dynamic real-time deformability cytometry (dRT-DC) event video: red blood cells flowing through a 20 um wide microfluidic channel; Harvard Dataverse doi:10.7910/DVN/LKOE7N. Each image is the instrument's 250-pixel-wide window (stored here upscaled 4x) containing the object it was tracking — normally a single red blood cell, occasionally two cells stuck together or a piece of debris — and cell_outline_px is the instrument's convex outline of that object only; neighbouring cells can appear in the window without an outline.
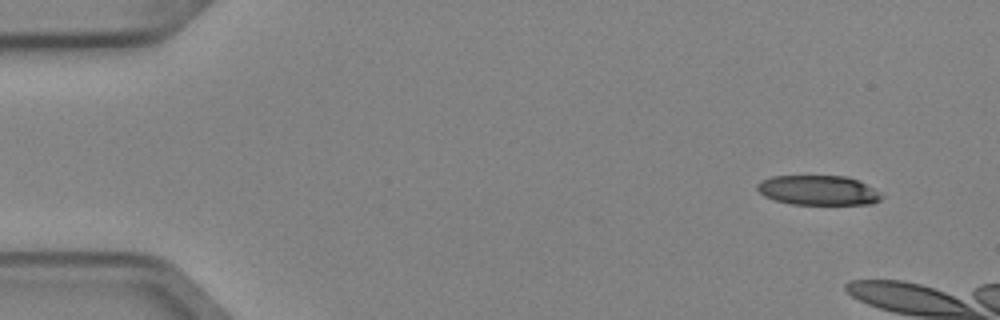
{"species": "Egyptian fruit bat (a non-hibernating species)", "species_latin": "Rousettus aegyptiacus", "temperature_condition": "cold", "stored_images_in_passage": 3, "camera_frame_rate_fps": 3000, "um_per_image_px": 0.085, "animal": {"sex": "female"}, "frame": {"image": 1, "passage_image": 1, "time_ms": 0.0, "image_size_px": [1000, 320], "cell_outline_px": [[884, 196], [880, 200], [872, 204], [792, 204], [776, 200], [764, 196], [756, 188], [756, 184], [760, 180], [772, 176], [848, 176], [860, 180], [880, 192]], "centroid_in_image_um": [69.57, 16.16], "position_along_channel_um": 15.4, "area_um2": 21.68}}